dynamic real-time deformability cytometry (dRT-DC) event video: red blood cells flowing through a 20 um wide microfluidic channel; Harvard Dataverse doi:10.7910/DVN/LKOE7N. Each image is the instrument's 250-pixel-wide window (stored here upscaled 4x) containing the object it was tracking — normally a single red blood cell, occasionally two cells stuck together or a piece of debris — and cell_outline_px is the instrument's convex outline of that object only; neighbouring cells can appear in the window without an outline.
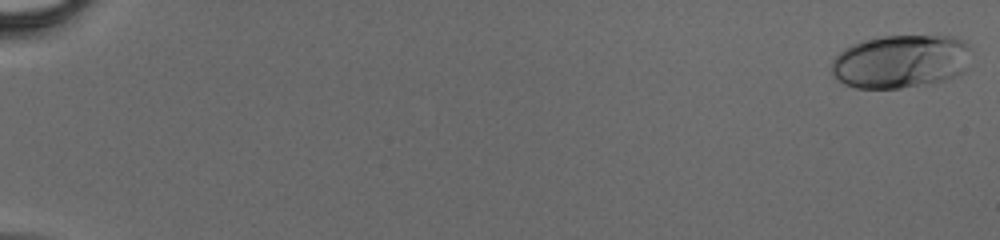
{"species": "human", "species_latin": "Homo sapiens", "temperature_condition": "cold", "stored_images_in_passage": 46, "camera_frame_rate_fps": 3000, "um_per_image_px": 0.085, "donor": {"sex": "male"}, "frame": {"image": 1, "passage_image": 1, "time_ms": 0.0, "image_size_px": [1000, 240], "cell_outline_px": [[972, 68], [964, 72], [940, 80], [900, 88], [856, 88], [844, 84], [836, 80], [832, 76], [832, 60], [844, 48], [852, 44], [864, 40], [884, 36], [952, 36], [968, 44]], "centroid_in_image_um": [76.56, 5.22], "position_along_channel_um": 8.4, "area_um2": 43.52}}
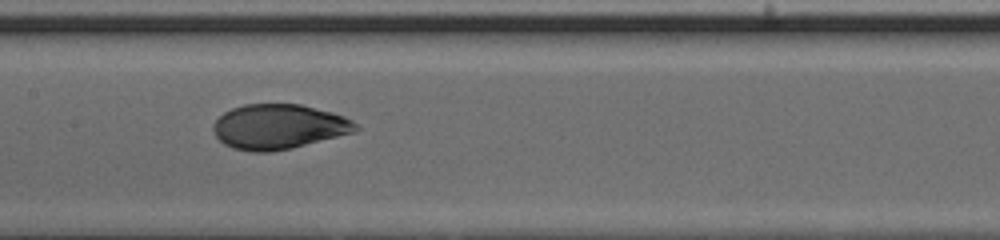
{"frame": {"image": 2, "passage_image": 26, "time_ms": 8.333, "image_size_px": [1000, 240], "cell_outline_px": [[360, 128], [352, 132], [292, 148], [272, 152], [252, 152], [232, 148], [224, 144], [216, 136], [212, 128], [212, 124], [224, 112], [232, 108], [244, 104], [300, 104], [332, 112], [344, 116], [352, 120]], "centroid_in_image_um": [23.66, 10.77], "position_along_channel_um": 183.7, "area_um2": 37.17}}
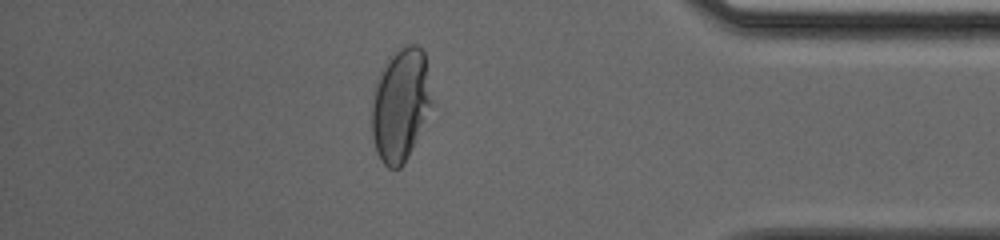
{"frame": {"image": 3, "passage_image": 42, "time_ms": 13.667, "image_size_px": [1000, 240], "cell_outline_px": [[432, 104], [404, 164], [400, 168], [388, 168], [380, 160], [376, 152], [372, 136], [372, 104], [376, 84], [380, 72], [388, 56], [400, 48], [408, 44], [416, 44], [424, 52], [432, 100]], "centroid_in_image_um": [34.02, 8.89], "position_along_channel_um": 401.2, "area_um2": 39.07}}